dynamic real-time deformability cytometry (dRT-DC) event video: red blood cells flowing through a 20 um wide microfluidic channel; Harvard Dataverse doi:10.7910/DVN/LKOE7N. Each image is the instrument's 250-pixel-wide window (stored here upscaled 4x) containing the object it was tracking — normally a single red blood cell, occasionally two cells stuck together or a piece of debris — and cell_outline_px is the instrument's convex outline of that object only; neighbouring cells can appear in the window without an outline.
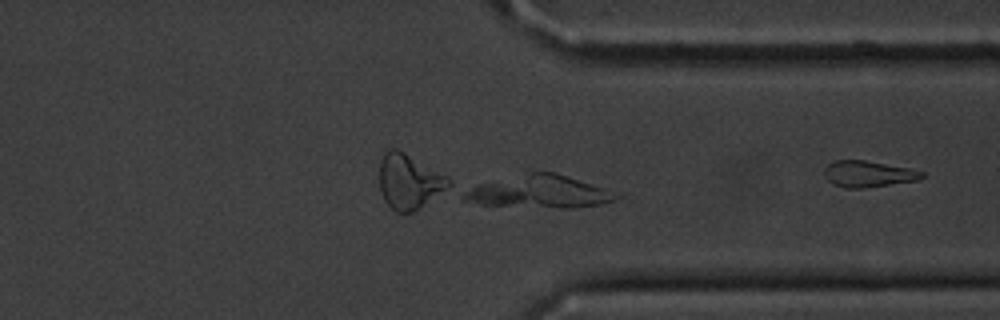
{"species": "common noctule bat (a hibernating species)", "species_latin": "Nyctalus noctula", "temperature_condition": "cold", "stored_images_in_passage": 31, "camera_frame_rate_fps": 3000, "um_per_image_px": 0.085, "animal": {"sex": "male", "body_mass_g": 20.1, "forearm_length_mm": 53.5}, "frame": {"image": 1, "passage_image": 31, "time_ms": 10.0, "image_size_px": [1000, 320], "cell_outline_px": [[924, 176], [916, 180], [864, 188], [844, 188], [832, 184], [824, 176], [824, 168], [832, 160], [864, 160], [908, 168], [924, 172]], "centroid_in_image_um": [73.73, 14.78], "position_along_channel_um": 337.7, "area_um2": 14.85}}